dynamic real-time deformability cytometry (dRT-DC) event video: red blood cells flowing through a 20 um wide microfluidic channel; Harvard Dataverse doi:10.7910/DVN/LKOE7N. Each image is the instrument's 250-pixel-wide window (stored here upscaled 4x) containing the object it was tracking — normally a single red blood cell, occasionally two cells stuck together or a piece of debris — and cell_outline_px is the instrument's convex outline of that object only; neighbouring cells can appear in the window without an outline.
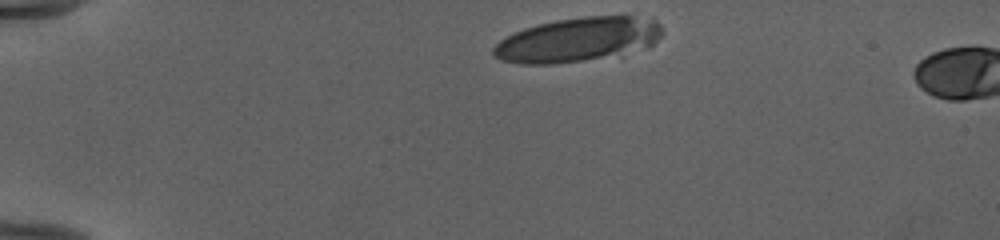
{"species": "human", "species_latin": "Homo sapiens", "temperature_condition": "cold", "stored_images_in_passage": 5, "camera_frame_rate_fps": 3000, "um_per_image_px": 0.085, "donor": {"sex": "female"}, "frame": {"image": 1, "passage_image": 1, "time_ms": 0.0, "image_size_px": [1000, 240], "cell_outline_px": [[664, 32], [648, 48], [620, 56], [552, 64], [520, 64], [504, 60], [492, 56], [492, 48], [500, 40], [524, 28], [556, 20], [584, 16], [632, 16], [656, 20], [660, 24]], "centroid_in_image_um": [49.16, 3.38], "position_along_channel_um": 35.8, "area_um2": 43.87}}